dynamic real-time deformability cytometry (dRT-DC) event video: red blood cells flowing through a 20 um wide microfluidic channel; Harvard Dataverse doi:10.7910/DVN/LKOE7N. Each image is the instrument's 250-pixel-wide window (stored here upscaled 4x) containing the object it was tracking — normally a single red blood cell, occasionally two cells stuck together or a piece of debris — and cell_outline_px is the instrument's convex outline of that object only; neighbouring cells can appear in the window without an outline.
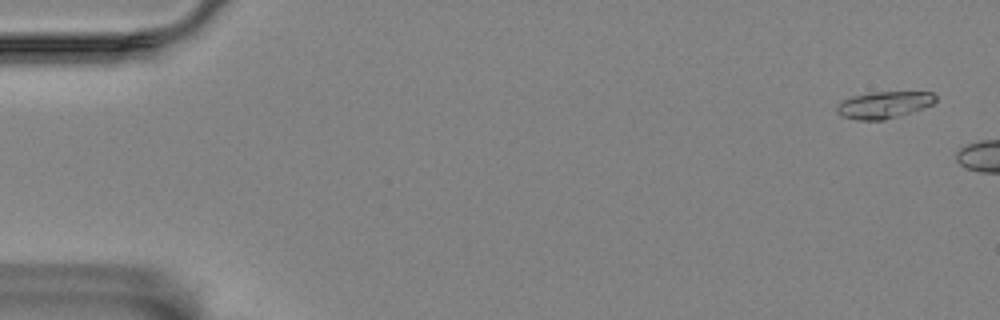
{"species": "Egyptian fruit bat (a non-hibernating species)", "species_latin": "Rousettus aegyptiacus", "temperature_condition": "room temperature", "stored_images_in_passage": 7, "camera_frame_rate_fps": 3000, "um_per_image_px": 0.085, "animal": {"sex": "female"}, "frame": {"image": 1, "passage_image": 3, "time_ms": 0.667, "image_size_px": [1000, 320], "cell_outline_px": [[936, 100], [932, 104], [884, 120], [856, 120], [840, 116], [836, 112], [836, 104], [840, 100], [852, 96], [872, 92], [932, 92], [936, 96]], "centroid_in_image_um": [75.03, 8.91], "position_along_channel_um": 10.0, "area_um2": 15.37}}